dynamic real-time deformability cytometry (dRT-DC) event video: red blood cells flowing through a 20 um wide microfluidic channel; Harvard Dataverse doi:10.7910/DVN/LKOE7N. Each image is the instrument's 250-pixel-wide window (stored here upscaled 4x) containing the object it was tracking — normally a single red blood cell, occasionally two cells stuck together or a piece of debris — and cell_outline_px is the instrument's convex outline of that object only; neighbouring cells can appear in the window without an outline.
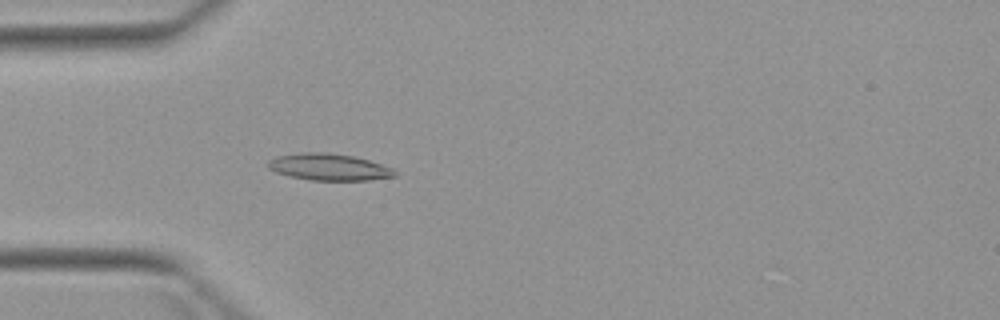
{"species": "Egyptian fruit bat (a non-hibernating species)", "species_latin": "Rousettus aegyptiacus", "temperature_condition": "warm", "stored_images_in_passage": 3, "camera_frame_rate_fps": 3000, "um_per_image_px": 0.085, "animal": {"sex": "female"}, "frame": {"image": 1, "passage_image": 3, "time_ms": 2.667, "image_size_px": [1000, 320], "cell_outline_px": [[396, 176], [368, 180], [312, 180], [292, 176], [276, 172], [268, 168], [268, 160], [276, 156], [300, 152], [324, 152], [352, 156], [368, 160], [392, 168], [396, 172]], "centroid_in_image_um": [27.94, 14.19], "position_along_channel_um": 57.1, "area_um2": 19.54}}